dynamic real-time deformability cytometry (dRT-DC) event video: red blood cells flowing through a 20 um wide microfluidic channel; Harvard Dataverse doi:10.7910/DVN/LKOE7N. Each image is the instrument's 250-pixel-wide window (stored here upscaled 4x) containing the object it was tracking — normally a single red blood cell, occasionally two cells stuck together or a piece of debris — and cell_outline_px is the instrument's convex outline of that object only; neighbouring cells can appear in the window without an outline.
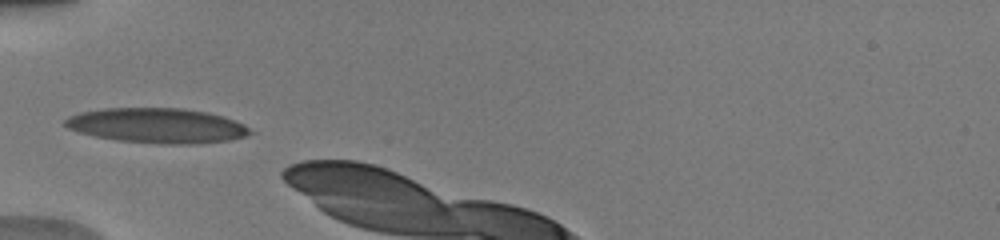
{"species": "human", "species_latin": "Homo sapiens", "temperature_condition": "warm", "stored_images_in_passage": 3, "camera_frame_rate_fps": 3000, "um_per_image_px": 0.085, "donor": {"sex": "male"}, "frame": {"image": 1, "passage_image": 1, "time_ms": 0.0, "image_size_px": [1000, 240], "cell_outline_px": [[256, 132], [244, 136], [228, 140], [196, 144], [164, 144], [116, 140], [96, 136], [80, 132], [68, 128], [64, 124], [64, 120], [68, 116], [80, 112], [104, 108], [184, 108], [208, 112], [224, 116], [244, 124]], "centroid_in_image_um": [13.38, 10.67], "position_along_channel_um": 71.6, "area_um2": 37.8}}